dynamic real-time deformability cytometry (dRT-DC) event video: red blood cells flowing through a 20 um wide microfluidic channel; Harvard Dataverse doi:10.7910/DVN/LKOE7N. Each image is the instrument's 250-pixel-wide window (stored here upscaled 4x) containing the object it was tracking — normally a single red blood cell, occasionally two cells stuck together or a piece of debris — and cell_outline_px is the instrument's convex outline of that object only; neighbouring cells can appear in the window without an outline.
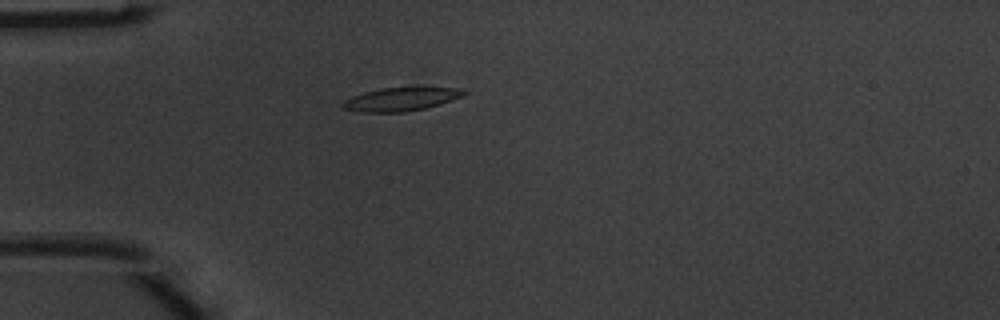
{"species": "common noctule bat (a hibernating species)", "species_latin": "Nyctalus noctula", "temperature_condition": "warm", "stored_images_in_passage": 3, "camera_frame_rate_fps": 3000, "um_per_image_px": 0.085, "animal": {"sex": "male", "body_mass_g": 20.1, "forearm_length_mm": 53.5}, "frame": {"image": 1, "passage_image": 2, "time_ms": 0.333, "image_size_px": [1000, 320], "cell_outline_px": [[468, 92], [464, 96], [440, 104], [424, 108], [404, 112], [356, 112], [344, 108], [340, 104], [344, 100], [352, 96], [364, 92], [380, 88], [424, 84], [460, 88]], "centroid_in_image_um": [34.17, 8.37], "position_along_channel_um": 50.8, "area_um2": 17.57}}